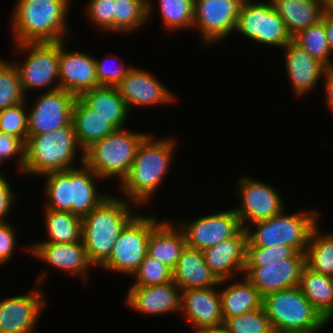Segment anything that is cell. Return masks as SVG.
Here are the masks:
<instances>
[{
  "label": "cell",
  "instance_id": "1",
  "mask_svg": "<svg viewBox=\"0 0 333 333\" xmlns=\"http://www.w3.org/2000/svg\"><path fill=\"white\" fill-rule=\"evenodd\" d=\"M175 143L173 137L156 140L152 134L142 141L128 175L119 184L127 201L138 207L151 202L172 163Z\"/></svg>",
  "mask_w": 333,
  "mask_h": 333
},
{
  "label": "cell",
  "instance_id": "2",
  "mask_svg": "<svg viewBox=\"0 0 333 333\" xmlns=\"http://www.w3.org/2000/svg\"><path fill=\"white\" fill-rule=\"evenodd\" d=\"M70 3V0H17L10 19L15 44L66 41Z\"/></svg>",
  "mask_w": 333,
  "mask_h": 333
},
{
  "label": "cell",
  "instance_id": "3",
  "mask_svg": "<svg viewBox=\"0 0 333 333\" xmlns=\"http://www.w3.org/2000/svg\"><path fill=\"white\" fill-rule=\"evenodd\" d=\"M43 177L46 178L44 197L47 199L44 208L70 212L81 219L109 196L108 193L99 192L95 182L101 178L85 163Z\"/></svg>",
  "mask_w": 333,
  "mask_h": 333
},
{
  "label": "cell",
  "instance_id": "4",
  "mask_svg": "<svg viewBox=\"0 0 333 333\" xmlns=\"http://www.w3.org/2000/svg\"><path fill=\"white\" fill-rule=\"evenodd\" d=\"M131 204L138 206L125 197L109 194L82 218V241L92 266L101 267L109 259L121 231L136 216Z\"/></svg>",
  "mask_w": 333,
  "mask_h": 333
},
{
  "label": "cell",
  "instance_id": "5",
  "mask_svg": "<svg viewBox=\"0 0 333 333\" xmlns=\"http://www.w3.org/2000/svg\"><path fill=\"white\" fill-rule=\"evenodd\" d=\"M78 148L80 146L72 123L50 133L28 135L23 173L41 177L51 172L75 168L73 163L77 160L78 151L82 152L79 164L84 163V152Z\"/></svg>",
  "mask_w": 333,
  "mask_h": 333
},
{
  "label": "cell",
  "instance_id": "6",
  "mask_svg": "<svg viewBox=\"0 0 333 333\" xmlns=\"http://www.w3.org/2000/svg\"><path fill=\"white\" fill-rule=\"evenodd\" d=\"M297 211L286 214L283 210L274 217L250 224L247 227V247L286 245L298 253H305L312 230L319 224L318 210Z\"/></svg>",
  "mask_w": 333,
  "mask_h": 333
},
{
  "label": "cell",
  "instance_id": "7",
  "mask_svg": "<svg viewBox=\"0 0 333 333\" xmlns=\"http://www.w3.org/2000/svg\"><path fill=\"white\" fill-rule=\"evenodd\" d=\"M148 135L125 128L116 129L84 152V163L101 178L100 181L116 177L120 184L128 175L139 146Z\"/></svg>",
  "mask_w": 333,
  "mask_h": 333
},
{
  "label": "cell",
  "instance_id": "8",
  "mask_svg": "<svg viewBox=\"0 0 333 333\" xmlns=\"http://www.w3.org/2000/svg\"><path fill=\"white\" fill-rule=\"evenodd\" d=\"M263 307L274 332L319 333L328 324L298 286L266 295Z\"/></svg>",
  "mask_w": 333,
  "mask_h": 333
},
{
  "label": "cell",
  "instance_id": "9",
  "mask_svg": "<svg viewBox=\"0 0 333 333\" xmlns=\"http://www.w3.org/2000/svg\"><path fill=\"white\" fill-rule=\"evenodd\" d=\"M15 49L16 54L28 53L21 64L14 63L25 96L33 89L47 87L46 92L60 89L59 42L15 44Z\"/></svg>",
  "mask_w": 333,
  "mask_h": 333
},
{
  "label": "cell",
  "instance_id": "10",
  "mask_svg": "<svg viewBox=\"0 0 333 333\" xmlns=\"http://www.w3.org/2000/svg\"><path fill=\"white\" fill-rule=\"evenodd\" d=\"M158 220L153 214L136 215L121 231L101 269L132 276L147 255L150 232L159 223Z\"/></svg>",
  "mask_w": 333,
  "mask_h": 333
},
{
  "label": "cell",
  "instance_id": "11",
  "mask_svg": "<svg viewBox=\"0 0 333 333\" xmlns=\"http://www.w3.org/2000/svg\"><path fill=\"white\" fill-rule=\"evenodd\" d=\"M237 32L257 43L281 48L293 40L270 0L255 3L245 0L238 16L235 33Z\"/></svg>",
  "mask_w": 333,
  "mask_h": 333
},
{
  "label": "cell",
  "instance_id": "12",
  "mask_svg": "<svg viewBox=\"0 0 333 333\" xmlns=\"http://www.w3.org/2000/svg\"><path fill=\"white\" fill-rule=\"evenodd\" d=\"M245 0H194L193 27L207 46L235 32ZM234 30V31H233Z\"/></svg>",
  "mask_w": 333,
  "mask_h": 333
},
{
  "label": "cell",
  "instance_id": "13",
  "mask_svg": "<svg viewBox=\"0 0 333 333\" xmlns=\"http://www.w3.org/2000/svg\"><path fill=\"white\" fill-rule=\"evenodd\" d=\"M238 183L241 204L233 209L242 228L246 229L250 223L270 219L286 209L281 195L273 186L248 176H243Z\"/></svg>",
  "mask_w": 333,
  "mask_h": 333
},
{
  "label": "cell",
  "instance_id": "14",
  "mask_svg": "<svg viewBox=\"0 0 333 333\" xmlns=\"http://www.w3.org/2000/svg\"><path fill=\"white\" fill-rule=\"evenodd\" d=\"M305 253L271 263H246L245 276L262 297L276 291L299 286L305 267Z\"/></svg>",
  "mask_w": 333,
  "mask_h": 333
},
{
  "label": "cell",
  "instance_id": "15",
  "mask_svg": "<svg viewBox=\"0 0 333 333\" xmlns=\"http://www.w3.org/2000/svg\"><path fill=\"white\" fill-rule=\"evenodd\" d=\"M176 224L183 231L187 246L200 251L235 236L242 229L234 209L208 214L185 223L177 220Z\"/></svg>",
  "mask_w": 333,
  "mask_h": 333
},
{
  "label": "cell",
  "instance_id": "16",
  "mask_svg": "<svg viewBox=\"0 0 333 333\" xmlns=\"http://www.w3.org/2000/svg\"><path fill=\"white\" fill-rule=\"evenodd\" d=\"M45 271L37 280L32 293L8 297L0 301V333H34L40 313L47 302L39 288L45 281ZM39 288V289H38Z\"/></svg>",
  "mask_w": 333,
  "mask_h": 333
},
{
  "label": "cell",
  "instance_id": "17",
  "mask_svg": "<svg viewBox=\"0 0 333 333\" xmlns=\"http://www.w3.org/2000/svg\"><path fill=\"white\" fill-rule=\"evenodd\" d=\"M76 97L63 89L43 92L28 113V135L50 133L72 123Z\"/></svg>",
  "mask_w": 333,
  "mask_h": 333
},
{
  "label": "cell",
  "instance_id": "18",
  "mask_svg": "<svg viewBox=\"0 0 333 333\" xmlns=\"http://www.w3.org/2000/svg\"><path fill=\"white\" fill-rule=\"evenodd\" d=\"M65 41L59 42L60 89L80 97L93 88L100 87L96 77V62L91 54L65 49Z\"/></svg>",
  "mask_w": 333,
  "mask_h": 333
},
{
  "label": "cell",
  "instance_id": "19",
  "mask_svg": "<svg viewBox=\"0 0 333 333\" xmlns=\"http://www.w3.org/2000/svg\"><path fill=\"white\" fill-rule=\"evenodd\" d=\"M126 102L129 111L136 106H153L170 103L175 97L167 87L150 72L133 67L115 86Z\"/></svg>",
  "mask_w": 333,
  "mask_h": 333
},
{
  "label": "cell",
  "instance_id": "20",
  "mask_svg": "<svg viewBox=\"0 0 333 333\" xmlns=\"http://www.w3.org/2000/svg\"><path fill=\"white\" fill-rule=\"evenodd\" d=\"M202 253L206 264L216 277L228 283L235 275L244 274L247 253L246 229L242 228L235 236L222 240Z\"/></svg>",
  "mask_w": 333,
  "mask_h": 333
},
{
  "label": "cell",
  "instance_id": "21",
  "mask_svg": "<svg viewBox=\"0 0 333 333\" xmlns=\"http://www.w3.org/2000/svg\"><path fill=\"white\" fill-rule=\"evenodd\" d=\"M27 251L57 270H64L72 275L88 276L92 267L83 241L71 243L36 242L29 245ZM90 268V269H89Z\"/></svg>",
  "mask_w": 333,
  "mask_h": 333
},
{
  "label": "cell",
  "instance_id": "22",
  "mask_svg": "<svg viewBox=\"0 0 333 333\" xmlns=\"http://www.w3.org/2000/svg\"><path fill=\"white\" fill-rule=\"evenodd\" d=\"M126 303L144 315H162L180 312L181 289L172 280L154 286H130Z\"/></svg>",
  "mask_w": 333,
  "mask_h": 333
},
{
  "label": "cell",
  "instance_id": "23",
  "mask_svg": "<svg viewBox=\"0 0 333 333\" xmlns=\"http://www.w3.org/2000/svg\"><path fill=\"white\" fill-rule=\"evenodd\" d=\"M180 311L196 332L224 323L220 293L216 287L181 290Z\"/></svg>",
  "mask_w": 333,
  "mask_h": 333
},
{
  "label": "cell",
  "instance_id": "24",
  "mask_svg": "<svg viewBox=\"0 0 333 333\" xmlns=\"http://www.w3.org/2000/svg\"><path fill=\"white\" fill-rule=\"evenodd\" d=\"M282 49L285 50L287 76L290 78L293 93L298 96L306 95L315 88L328 67L312 57L293 40Z\"/></svg>",
  "mask_w": 333,
  "mask_h": 333
},
{
  "label": "cell",
  "instance_id": "25",
  "mask_svg": "<svg viewBox=\"0 0 333 333\" xmlns=\"http://www.w3.org/2000/svg\"><path fill=\"white\" fill-rule=\"evenodd\" d=\"M172 273L173 281L181 290L219 287L225 284L224 280L220 281L208 267L202 251L188 246L182 251Z\"/></svg>",
  "mask_w": 333,
  "mask_h": 333
},
{
  "label": "cell",
  "instance_id": "26",
  "mask_svg": "<svg viewBox=\"0 0 333 333\" xmlns=\"http://www.w3.org/2000/svg\"><path fill=\"white\" fill-rule=\"evenodd\" d=\"M174 222L160 221L150 232L147 249L148 255L172 271L187 246L183 231Z\"/></svg>",
  "mask_w": 333,
  "mask_h": 333
},
{
  "label": "cell",
  "instance_id": "27",
  "mask_svg": "<svg viewBox=\"0 0 333 333\" xmlns=\"http://www.w3.org/2000/svg\"><path fill=\"white\" fill-rule=\"evenodd\" d=\"M293 37L300 30L319 23L328 9L326 0H270Z\"/></svg>",
  "mask_w": 333,
  "mask_h": 333
},
{
  "label": "cell",
  "instance_id": "28",
  "mask_svg": "<svg viewBox=\"0 0 333 333\" xmlns=\"http://www.w3.org/2000/svg\"><path fill=\"white\" fill-rule=\"evenodd\" d=\"M72 124L80 149L85 152L94 143L113 133L116 128L76 97L72 110Z\"/></svg>",
  "mask_w": 333,
  "mask_h": 333
},
{
  "label": "cell",
  "instance_id": "29",
  "mask_svg": "<svg viewBox=\"0 0 333 333\" xmlns=\"http://www.w3.org/2000/svg\"><path fill=\"white\" fill-rule=\"evenodd\" d=\"M87 106L105 118L116 129L125 127L130 112L116 87L100 86L83 93L79 97ZM129 114V115H128Z\"/></svg>",
  "mask_w": 333,
  "mask_h": 333
},
{
  "label": "cell",
  "instance_id": "30",
  "mask_svg": "<svg viewBox=\"0 0 333 333\" xmlns=\"http://www.w3.org/2000/svg\"><path fill=\"white\" fill-rule=\"evenodd\" d=\"M227 286L219 291L223 321L263 307L259 290L245 276Z\"/></svg>",
  "mask_w": 333,
  "mask_h": 333
},
{
  "label": "cell",
  "instance_id": "31",
  "mask_svg": "<svg viewBox=\"0 0 333 333\" xmlns=\"http://www.w3.org/2000/svg\"><path fill=\"white\" fill-rule=\"evenodd\" d=\"M298 287L327 322L333 320L332 276L314 272L305 266Z\"/></svg>",
  "mask_w": 333,
  "mask_h": 333
},
{
  "label": "cell",
  "instance_id": "32",
  "mask_svg": "<svg viewBox=\"0 0 333 333\" xmlns=\"http://www.w3.org/2000/svg\"><path fill=\"white\" fill-rule=\"evenodd\" d=\"M47 239L41 242L71 243L82 240V219L70 212L45 208ZM49 237V238H48Z\"/></svg>",
  "mask_w": 333,
  "mask_h": 333
},
{
  "label": "cell",
  "instance_id": "33",
  "mask_svg": "<svg viewBox=\"0 0 333 333\" xmlns=\"http://www.w3.org/2000/svg\"><path fill=\"white\" fill-rule=\"evenodd\" d=\"M151 0H114V32H134L153 12Z\"/></svg>",
  "mask_w": 333,
  "mask_h": 333
},
{
  "label": "cell",
  "instance_id": "34",
  "mask_svg": "<svg viewBox=\"0 0 333 333\" xmlns=\"http://www.w3.org/2000/svg\"><path fill=\"white\" fill-rule=\"evenodd\" d=\"M318 226L311 232L305 250V265L314 272L333 277V232L322 234Z\"/></svg>",
  "mask_w": 333,
  "mask_h": 333
},
{
  "label": "cell",
  "instance_id": "35",
  "mask_svg": "<svg viewBox=\"0 0 333 333\" xmlns=\"http://www.w3.org/2000/svg\"><path fill=\"white\" fill-rule=\"evenodd\" d=\"M293 41L328 68H333V61L330 59L332 53L326 35L325 23L322 20L300 30L293 36Z\"/></svg>",
  "mask_w": 333,
  "mask_h": 333
},
{
  "label": "cell",
  "instance_id": "36",
  "mask_svg": "<svg viewBox=\"0 0 333 333\" xmlns=\"http://www.w3.org/2000/svg\"><path fill=\"white\" fill-rule=\"evenodd\" d=\"M159 11L166 29L192 28L194 21V0H159Z\"/></svg>",
  "mask_w": 333,
  "mask_h": 333
},
{
  "label": "cell",
  "instance_id": "37",
  "mask_svg": "<svg viewBox=\"0 0 333 333\" xmlns=\"http://www.w3.org/2000/svg\"><path fill=\"white\" fill-rule=\"evenodd\" d=\"M1 58V57H0ZM20 77L14 62L0 59V111L24 102Z\"/></svg>",
  "mask_w": 333,
  "mask_h": 333
},
{
  "label": "cell",
  "instance_id": "38",
  "mask_svg": "<svg viewBox=\"0 0 333 333\" xmlns=\"http://www.w3.org/2000/svg\"><path fill=\"white\" fill-rule=\"evenodd\" d=\"M224 324L231 333H275L264 307L227 318Z\"/></svg>",
  "mask_w": 333,
  "mask_h": 333
},
{
  "label": "cell",
  "instance_id": "39",
  "mask_svg": "<svg viewBox=\"0 0 333 333\" xmlns=\"http://www.w3.org/2000/svg\"><path fill=\"white\" fill-rule=\"evenodd\" d=\"M132 277L136 280L131 286H154L171 282L173 273L169 267L147 254Z\"/></svg>",
  "mask_w": 333,
  "mask_h": 333
},
{
  "label": "cell",
  "instance_id": "40",
  "mask_svg": "<svg viewBox=\"0 0 333 333\" xmlns=\"http://www.w3.org/2000/svg\"><path fill=\"white\" fill-rule=\"evenodd\" d=\"M27 98L18 105L0 111V132L18 137L24 143L28 138Z\"/></svg>",
  "mask_w": 333,
  "mask_h": 333
},
{
  "label": "cell",
  "instance_id": "41",
  "mask_svg": "<svg viewBox=\"0 0 333 333\" xmlns=\"http://www.w3.org/2000/svg\"><path fill=\"white\" fill-rule=\"evenodd\" d=\"M89 1L85 8L90 22L98 29L114 33V0Z\"/></svg>",
  "mask_w": 333,
  "mask_h": 333
},
{
  "label": "cell",
  "instance_id": "42",
  "mask_svg": "<svg viewBox=\"0 0 333 333\" xmlns=\"http://www.w3.org/2000/svg\"><path fill=\"white\" fill-rule=\"evenodd\" d=\"M297 251L286 245L247 247L246 263H271L293 257Z\"/></svg>",
  "mask_w": 333,
  "mask_h": 333
},
{
  "label": "cell",
  "instance_id": "43",
  "mask_svg": "<svg viewBox=\"0 0 333 333\" xmlns=\"http://www.w3.org/2000/svg\"><path fill=\"white\" fill-rule=\"evenodd\" d=\"M114 59V60H113ZM116 57L111 56L108 58L107 61L111 63L112 61H115ZM96 62V77L98 80L99 86H109V87H115L125 76L126 74L133 68V66L125 67V64L117 65V66H110L107 63L103 61H100L98 59H95Z\"/></svg>",
  "mask_w": 333,
  "mask_h": 333
},
{
  "label": "cell",
  "instance_id": "44",
  "mask_svg": "<svg viewBox=\"0 0 333 333\" xmlns=\"http://www.w3.org/2000/svg\"><path fill=\"white\" fill-rule=\"evenodd\" d=\"M14 156H18L17 168L19 172H23L25 143L18 137L0 132V165H3L8 159L14 158Z\"/></svg>",
  "mask_w": 333,
  "mask_h": 333
},
{
  "label": "cell",
  "instance_id": "45",
  "mask_svg": "<svg viewBox=\"0 0 333 333\" xmlns=\"http://www.w3.org/2000/svg\"><path fill=\"white\" fill-rule=\"evenodd\" d=\"M15 229L9 223H0V265L7 263L16 249Z\"/></svg>",
  "mask_w": 333,
  "mask_h": 333
},
{
  "label": "cell",
  "instance_id": "46",
  "mask_svg": "<svg viewBox=\"0 0 333 333\" xmlns=\"http://www.w3.org/2000/svg\"><path fill=\"white\" fill-rule=\"evenodd\" d=\"M0 171V223H8L5 218L15 203V193Z\"/></svg>",
  "mask_w": 333,
  "mask_h": 333
},
{
  "label": "cell",
  "instance_id": "47",
  "mask_svg": "<svg viewBox=\"0 0 333 333\" xmlns=\"http://www.w3.org/2000/svg\"><path fill=\"white\" fill-rule=\"evenodd\" d=\"M322 78L326 92L325 103H327L329 110L333 113V68H328Z\"/></svg>",
  "mask_w": 333,
  "mask_h": 333
},
{
  "label": "cell",
  "instance_id": "48",
  "mask_svg": "<svg viewBox=\"0 0 333 333\" xmlns=\"http://www.w3.org/2000/svg\"><path fill=\"white\" fill-rule=\"evenodd\" d=\"M322 21L325 23L327 39L330 45L331 53H333V8H328L325 11Z\"/></svg>",
  "mask_w": 333,
  "mask_h": 333
},
{
  "label": "cell",
  "instance_id": "49",
  "mask_svg": "<svg viewBox=\"0 0 333 333\" xmlns=\"http://www.w3.org/2000/svg\"><path fill=\"white\" fill-rule=\"evenodd\" d=\"M196 333H231L228 327L222 323L216 326L205 327L197 331Z\"/></svg>",
  "mask_w": 333,
  "mask_h": 333
},
{
  "label": "cell",
  "instance_id": "50",
  "mask_svg": "<svg viewBox=\"0 0 333 333\" xmlns=\"http://www.w3.org/2000/svg\"><path fill=\"white\" fill-rule=\"evenodd\" d=\"M328 8H333V0H326Z\"/></svg>",
  "mask_w": 333,
  "mask_h": 333
}]
</instances>
